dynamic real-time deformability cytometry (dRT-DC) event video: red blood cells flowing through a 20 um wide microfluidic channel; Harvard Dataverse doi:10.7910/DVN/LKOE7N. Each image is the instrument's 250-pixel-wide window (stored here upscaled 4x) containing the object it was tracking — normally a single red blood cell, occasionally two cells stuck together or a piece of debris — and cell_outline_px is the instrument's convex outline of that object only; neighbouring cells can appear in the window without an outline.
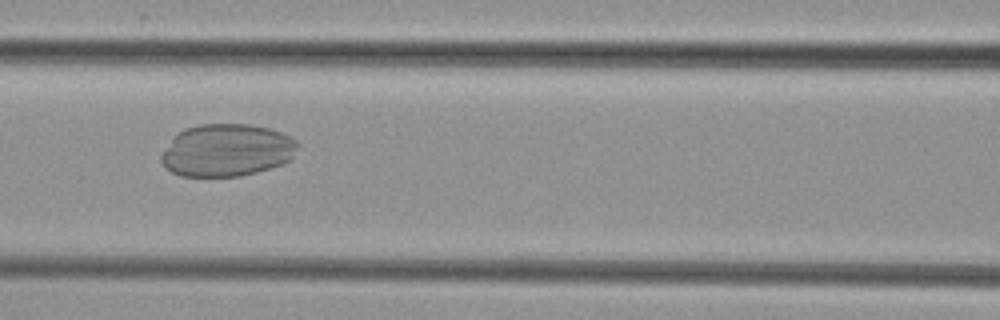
{"species": "common noctule bat (a hibernating species)", "species_latin": "Nyctalus noctula", "temperature_condition": "cold", "stored_images_in_passage": 8, "camera_frame_rate_fps": 3000, "um_per_image_px": 0.085, "animal": {"sex": "female", "body_mass_g": 29.2, "forearm_length_mm": 56.3}, "frame": {"image": 1, "passage_image": 6, "time_ms": 5.667, "image_size_px": [1000, 320], "cell_outline_px": [[300, 144], [292, 156], [284, 164], [256, 172], [240, 176], [180, 176], [164, 168], [160, 160], [160, 156], [172, 140], [184, 128], [200, 124], [248, 124], [268, 128], [292, 136]], "centroid_in_image_um": [19.29, 12.77], "position_along_channel_um": 147.3, "area_um2": 41.73}}
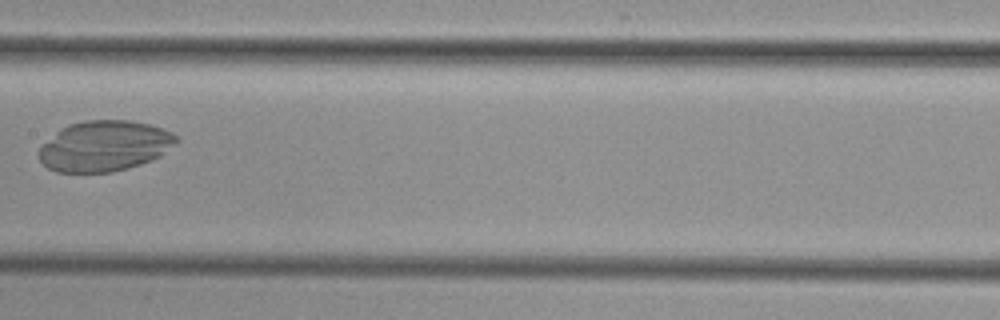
{"frame": {"image": 2, "passage_image": 7, "time_ms": 7.0, "image_size_px": [1000, 320], "cell_outline_px": [[180, 140], [160, 156], [152, 160], [128, 168], [112, 172], [56, 172], [48, 168], [40, 160], [40, 148], [60, 128], [68, 124], [84, 120], [128, 120], [148, 124], [164, 128], [172, 132]], "centroid_in_image_um": [8.91, 12.4], "position_along_channel_um": 198.5, "area_um2": 40.46}}
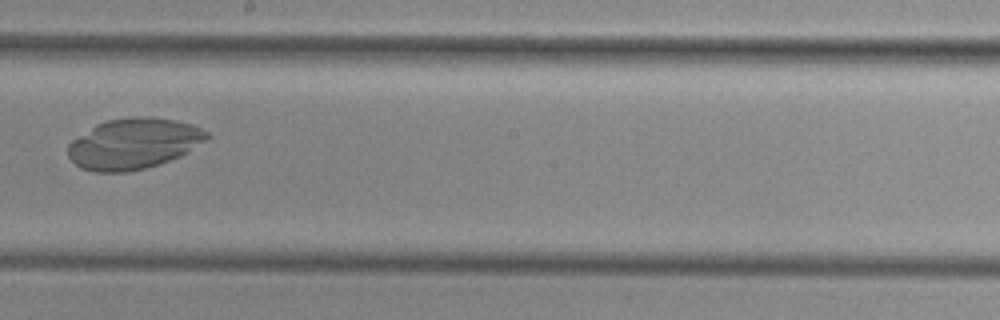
{"frame": {"image": 3, "passage_image": 8, "time_ms": 8.0, "image_size_px": [1000, 320], "cell_outline_px": [[212, 136], [208, 140], [188, 152], [180, 156], [144, 168], [128, 172], [92, 172], [80, 168], [68, 156], [68, 144], [72, 140], [96, 124], [104, 120], [132, 116], [152, 116], [176, 120], [192, 124], [208, 132]], "centroid_in_image_um": [11.37, 12.19], "position_along_channel_um": 236.8, "area_um2": 41.38}}